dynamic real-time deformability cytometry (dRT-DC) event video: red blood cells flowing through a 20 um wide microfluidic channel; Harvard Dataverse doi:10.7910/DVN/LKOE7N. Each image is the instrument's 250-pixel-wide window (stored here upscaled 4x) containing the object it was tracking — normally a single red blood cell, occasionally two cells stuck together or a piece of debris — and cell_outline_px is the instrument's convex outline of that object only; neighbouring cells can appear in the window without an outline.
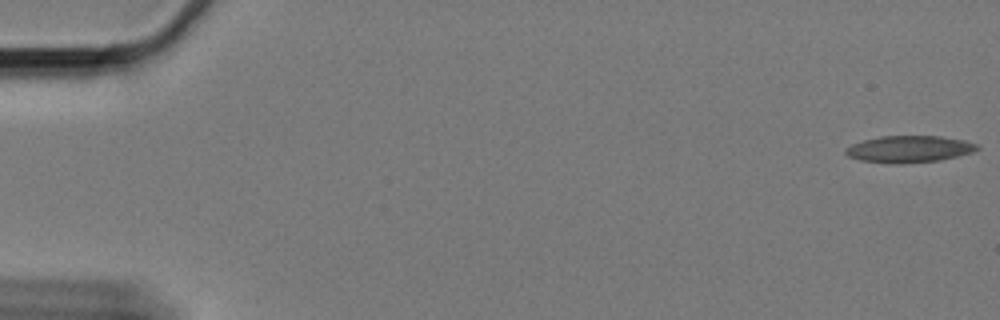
{"species": "Egyptian fruit bat (a non-hibernating species)", "species_latin": "Rousettus aegyptiacus", "temperature_condition": "cold", "stored_images_in_passage": 57, "camera_frame_rate_fps": 3000, "um_per_image_px": 0.085, "animal": {"sex": "female"}, "frame": {"image": 1, "passage_image": 1, "time_ms": 0.0, "image_size_px": [1000, 320], "cell_outline_px": [[980, 148], [972, 152], [956, 156], [936, 160], [900, 164], [860, 160], [848, 156], [844, 152], [844, 148], [852, 144], [864, 140], [880, 136], [940, 136], [964, 140], [980, 144]], "centroid_in_image_um": [77.27, 12.66], "position_along_channel_um": 7.7, "area_um2": 20.4}}
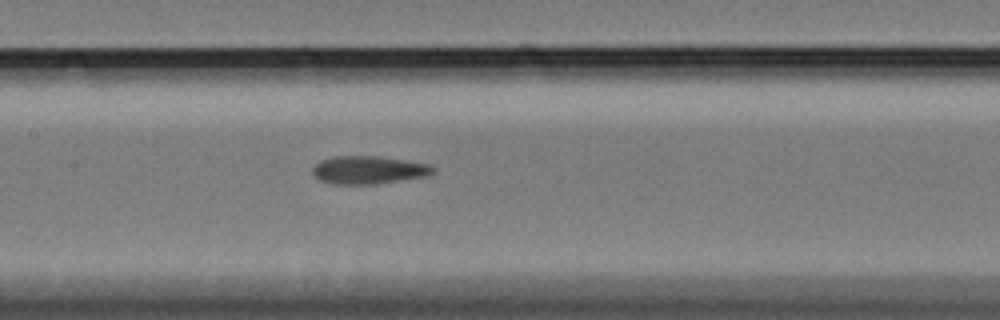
{"frame": {"image": 2, "passage_image": 30, "time_ms": 9.667, "image_size_px": [1000, 320], "cell_outline_px": [[436, 172], [428, 176], [376, 184], [336, 184], [320, 180], [312, 172], [312, 168], [320, 160], [336, 156], [376, 156], [404, 160], [428, 164], [436, 168]], "centroid_in_image_um": [31.36, 14.45], "position_along_channel_um": 176.0, "area_um2": 19.59}}
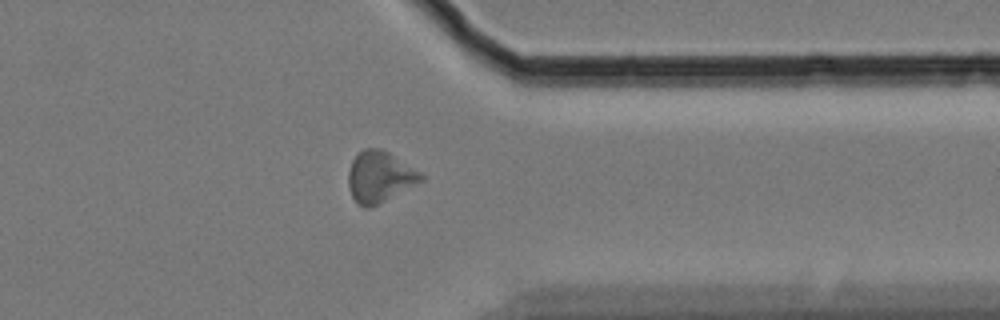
{"frame": {"image": 3, "passage_image": 49, "time_ms": 16.0, "image_size_px": [1000, 320], "cell_outline_px": [[424, 180], [368, 208], [364, 208], [356, 204], [348, 188], [348, 172], [352, 160], [364, 148], [380, 148], [388, 152], [420, 172], [424, 176]], "centroid_in_image_um": [32.23, 15.03], "position_along_channel_um": 379.2, "area_um2": 21.33}}